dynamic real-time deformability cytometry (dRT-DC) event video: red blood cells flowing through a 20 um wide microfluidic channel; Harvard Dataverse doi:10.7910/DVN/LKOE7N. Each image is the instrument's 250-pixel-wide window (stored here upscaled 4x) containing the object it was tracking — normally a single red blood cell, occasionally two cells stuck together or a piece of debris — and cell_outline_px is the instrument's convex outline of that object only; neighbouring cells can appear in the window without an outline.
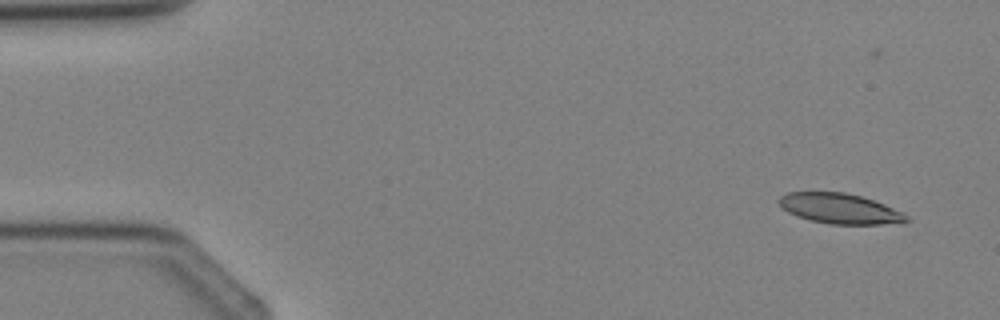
{"species": "Egyptian fruit bat (a non-hibernating species)", "species_latin": "Rousettus aegyptiacus", "temperature_condition": "cold", "stored_images_in_passage": 4, "camera_frame_rate_fps": 3000, "um_per_image_px": 0.085, "animal": {"sex": "female"}, "frame": {"image": 1, "passage_image": 1, "time_ms": 0.0, "image_size_px": [1000, 320], "cell_outline_px": [[912, 220], [904, 224], [828, 224], [796, 216], [788, 212], [776, 200], [780, 196], [788, 192], [844, 192], [860, 196], [884, 204], [908, 216]], "centroid_in_image_um": [71.41, 17.74], "position_along_channel_um": 13.6, "area_um2": 22.48}}
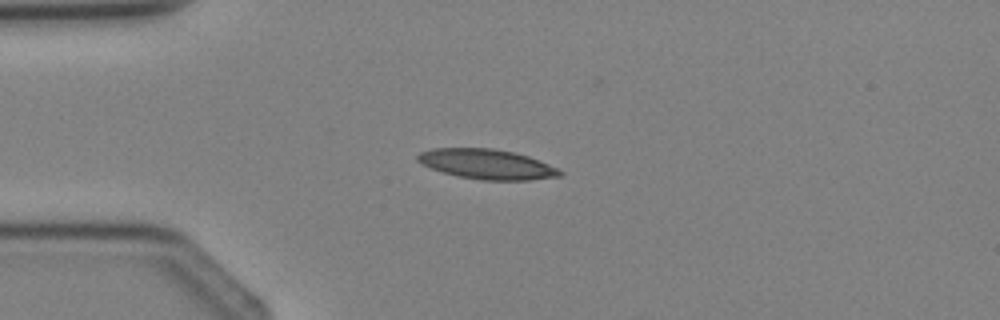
{"frame": {"image": 2, "passage_image": 3, "time_ms": 2.333, "image_size_px": [1000, 320], "cell_outline_px": [[564, 172], [560, 176], [528, 180], [484, 180], [460, 176], [444, 172], [432, 168], [416, 160], [416, 156], [420, 152], [432, 148], [492, 148], [516, 152], [528, 156], [548, 164]], "centroid_in_image_um": [41.39, 13.94], "position_along_channel_um": 43.6, "area_um2": 24.57}}
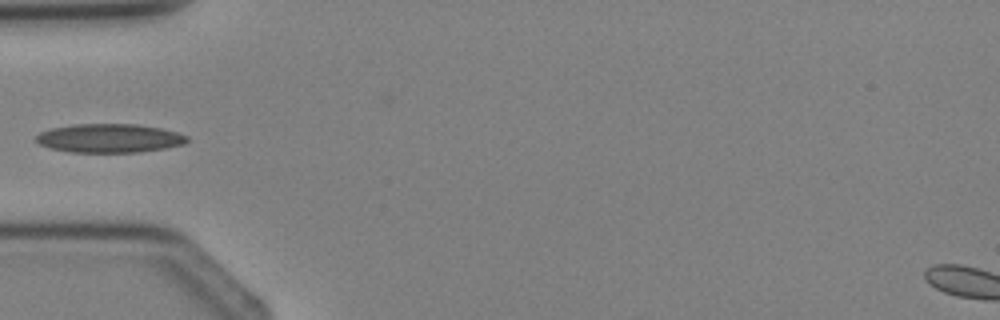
{"frame": {"image": 3, "passage_image": 4, "time_ms": 3.333, "image_size_px": [1000, 320], "cell_outline_px": [[188, 140], [184, 144], [164, 148], [140, 152], [68, 152], [52, 148], [40, 144], [36, 140], [36, 136], [40, 132], [52, 128], [76, 124], [136, 124], [160, 128], [176, 132], [188, 136]], "centroid_in_image_um": [9.31, 11.75], "position_along_channel_um": 75.7, "area_um2": 25.14}}